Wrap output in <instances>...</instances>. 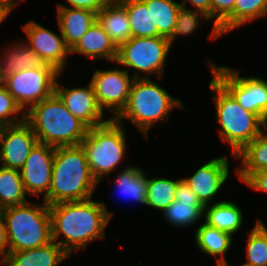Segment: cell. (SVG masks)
Returning <instances> with one entry per match:
<instances>
[{
	"instance_id": "6da1fadb",
	"label": "cell",
	"mask_w": 267,
	"mask_h": 266,
	"mask_svg": "<svg viewBox=\"0 0 267 266\" xmlns=\"http://www.w3.org/2000/svg\"><path fill=\"white\" fill-rule=\"evenodd\" d=\"M52 241L70 256L85 249L95 239H103L113 212L104 203L92 198L83 201L61 202L49 205ZM62 236L63 240H59Z\"/></svg>"
},
{
	"instance_id": "7a4b0ae2",
	"label": "cell",
	"mask_w": 267,
	"mask_h": 266,
	"mask_svg": "<svg viewBox=\"0 0 267 266\" xmlns=\"http://www.w3.org/2000/svg\"><path fill=\"white\" fill-rule=\"evenodd\" d=\"M98 182L91 175L81 145L56 147L51 186L43 201L49 206L92 198Z\"/></svg>"
},
{
	"instance_id": "3957f363",
	"label": "cell",
	"mask_w": 267,
	"mask_h": 266,
	"mask_svg": "<svg viewBox=\"0 0 267 266\" xmlns=\"http://www.w3.org/2000/svg\"><path fill=\"white\" fill-rule=\"evenodd\" d=\"M38 142L52 147L77 146L85 139L89 127L72 115L54 93L25 112Z\"/></svg>"
},
{
	"instance_id": "277c9868",
	"label": "cell",
	"mask_w": 267,
	"mask_h": 266,
	"mask_svg": "<svg viewBox=\"0 0 267 266\" xmlns=\"http://www.w3.org/2000/svg\"><path fill=\"white\" fill-rule=\"evenodd\" d=\"M174 108H185L182 101L172 97L160 84L150 78L134 79L128 101L114 119L132 122L148 141L149 130L158 122L169 120Z\"/></svg>"
},
{
	"instance_id": "5b68a950",
	"label": "cell",
	"mask_w": 267,
	"mask_h": 266,
	"mask_svg": "<svg viewBox=\"0 0 267 266\" xmlns=\"http://www.w3.org/2000/svg\"><path fill=\"white\" fill-rule=\"evenodd\" d=\"M208 87L215 93L212 101L215 102L217 122L221 126L219 136L222 142L230 145L235 158L267 125L256 114L245 110L214 77Z\"/></svg>"
},
{
	"instance_id": "8992f818",
	"label": "cell",
	"mask_w": 267,
	"mask_h": 266,
	"mask_svg": "<svg viewBox=\"0 0 267 266\" xmlns=\"http://www.w3.org/2000/svg\"><path fill=\"white\" fill-rule=\"evenodd\" d=\"M5 225L9 252L34 249L52 242L49 206L27 202L0 211Z\"/></svg>"
},
{
	"instance_id": "52a82bcc",
	"label": "cell",
	"mask_w": 267,
	"mask_h": 266,
	"mask_svg": "<svg viewBox=\"0 0 267 266\" xmlns=\"http://www.w3.org/2000/svg\"><path fill=\"white\" fill-rule=\"evenodd\" d=\"M126 129L113 118L99 126L89 128L80 143L88 161L91 175L98 182L113 172L126 152Z\"/></svg>"
},
{
	"instance_id": "ba28073f",
	"label": "cell",
	"mask_w": 267,
	"mask_h": 266,
	"mask_svg": "<svg viewBox=\"0 0 267 266\" xmlns=\"http://www.w3.org/2000/svg\"><path fill=\"white\" fill-rule=\"evenodd\" d=\"M170 48L168 38L163 36L131 37L118 48L116 63L134 69V79L151 78V75L162 79Z\"/></svg>"
},
{
	"instance_id": "9c48e42d",
	"label": "cell",
	"mask_w": 267,
	"mask_h": 266,
	"mask_svg": "<svg viewBox=\"0 0 267 266\" xmlns=\"http://www.w3.org/2000/svg\"><path fill=\"white\" fill-rule=\"evenodd\" d=\"M60 75L53 66L43 63L40 67L7 75L3 78V86L26 112L55 93L56 80Z\"/></svg>"
},
{
	"instance_id": "30bf717a",
	"label": "cell",
	"mask_w": 267,
	"mask_h": 266,
	"mask_svg": "<svg viewBox=\"0 0 267 266\" xmlns=\"http://www.w3.org/2000/svg\"><path fill=\"white\" fill-rule=\"evenodd\" d=\"M213 77L247 111L256 114L267 125V81L261 77H240L238 70L216 66L209 61Z\"/></svg>"
},
{
	"instance_id": "8fae6325",
	"label": "cell",
	"mask_w": 267,
	"mask_h": 266,
	"mask_svg": "<svg viewBox=\"0 0 267 266\" xmlns=\"http://www.w3.org/2000/svg\"><path fill=\"white\" fill-rule=\"evenodd\" d=\"M134 81L133 76H129V71L119 68L109 70L95 69L92 75L91 84L93 86L97 103L105 112L112 113L114 119L126 106ZM115 114V115H114Z\"/></svg>"
},
{
	"instance_id": "7c38bea8",
	"label": "cell",
	"mask_w": 267,
	"mask_h": 266,
	"mask_svg": "<svg viewBox=\"0 0 267 266\" xmlns=\"http://www.w3.org/2000/svg\"><path fill=\"white\" fill-rule=\"evenodd\" d=\"M22 28L29 40L25 43L38 54L40 60L63 73L71 49L66 45L62 34L58 35L32 20Z\"/></svg>"
},
{
	"instance_id": "4fadbf2b",
	"label": "cell",
	"mask_w": 267,
	"mask_h": 266,
	"mask_svg": "<svg viewBox=\"0 0 267 266\" xmlns=\"http://www.w3.org/2000/svg\"><path fill=\"white\" fill-rule=\"evenodd\" d=\"M37 142L33 129L25 120L18 124L1 126V166L20 170Z\"/></svg>"
},
{
	"instance_id": "5bb4252c",
	"label": "cell",
	"mask_w": 267,
	"mask_h": 266,
	"mask_svg": "<svg viewBox=\"0 0 267 266\" xmlns=\"http://www.w3.org/2000/svg\"><path fill=\"white\" fill-rule=\"evenodd\" d=\"M55 147L37 142L20 169L27 194L45 197L51 186Z\"/></svg>"
},
{
	"instance_id": "9a60e30c",
	"label": "cell",
	"mask_w": 267,
	"mask_h": 266,
	"mask_svg": "<svg viewBox=\"0 0 267 266\" xmlns=\"http://www.w3.org/2000/svg\"><path fill=\"white\" fill-rule=\"evenodd\" d=\"M55 93L64 102L68 111L84 122L89 128L102 125L109 119L99 107L91 82L85 87L69 88L56 80Z\"/></svg>"
},
{
	"instance_id": "2e32d148",
	"label": "cell",
	"mask_w": 267,
	"mask_h": 266,
	"mask_svg": "<svg viewBox=\"0 0 267 266\" xmlns=\"http://www.w3.org/2000/svg\"><path fill=\"white\" fill-rule=\"evenodd\" d=\"M226 156L215 157L199 167L190 177L183 178L204 204H210L229 177Z\"/></svg>"
},
{
	"instance_id": "e0dca14e",
	"label": "cell",
	"mask_w": 267,
	"mask_h": 266,
	"mask_svg": "<svg viewBox=\"0 0 267 266\" xmlns=\"http://www.w3.org/2000/svg\"><path fill=\"white\" fill-rule=\"evenodd\" d=\"M175 194L173 203L162 212L161 216H164L165 221L183 228L195 225L203 219L205 205L183 178L178 183Z\"/></svg>"
},
{
	"instance_id": "ac0fdd59",
	"label": "cell",
	"mask_w": 267,
	"mask_h": 266,
	"mask_svg": "<svg viewBox=\"0 0 267 266\" xmlns=\"http://www.w3.org/2000/svg\"><path fill=\"white\" fill-rule=\"evenodd\" d=\"M57 20L66 45L72 49L96 22L97 13L92 10L57 5Z\"/></svg>"
},
{
	"instance_id": "d6986e66",
	"label": "cell",
	"mask_w": 267,
	"mask_h": 266,
	"mask_svg": "<svg viewBox=\"0 0 267 266\" xmlns=\"http://www.w3.org/2000/svg\"><path fill=\"white\" fill-rule=\"evenodd\" d=\"M96 21L117 48L131 38L126 7L119 0H112L98 11Z\"/></svg>"
},
{
	"instance_id": "ffe728a7",
	"label": "cell",
	"mask_w": 267,
	"mask_h": 266,
	"mask_svg": "<svg viewBox=\"0 0 267 266\" xmlns=\"http://www.w3.org/2000/svg\"><path fill=\"white\" fill-rule=\"evenodd\" d=\"M70 255L55 241L34 248L9 252L2 266H59Z\"/></svg>"
},
{
	"instance_id": "44dd1931",
	"label": "cell",
	"mask_w": 267,
	"mask_h": 266,
	"mask_svg": "<svg viewBox=\"0 0 267 266\" xmlns=\"http://www.w3.org/2000/svg\"><path fill=\"white\" fill-rule=\"evenodd\" d=\"M71 53L82 54L92 60L104 58L116 62L118 48L96 21L71 49Z\"/></svg>"
},
{
	"instance_id": "7402d4cb",
	"label": "cell",
	"mask_w": 267,
	"mask_h": 266,
	"mask_svg": "<svg viewBox=\"0 0 267 266\" xmlns=\"http://www.w3.org/2000/svg\"><path fill=\"white\" fill-rule=\"evenodd\" d=\"M243 217L240 207L232 201L221 200L204 207V223L232 236L242 228Z\"/></svg>"
},
{
	"instance_id": "603a6c76",
	"label": "cell",
	"mask_w": 267,
	"mask_h": 266,
	"mask_svg": "<svg viewBox=\"0 0 267 266\" xmlns=\"http://www.w3.org/2000/svg\"><path fill=\"white\" fill-rule=\"evenodd\" d=\"M195 230L197 248L205 255L217 257V266H223L227 262L224 254H226L233 243L232 235L210 227L204 222Z\"/></svg>"
},
{
	"instance_id": "cb8c5ba5",
	"label": "cell",
	"mask_w": 267,
	"mask_h": 266,
	"mask_svg": "<svg viewBox=\"0 0 267 266\" xmlns=\"http://www.w3.org/2000/svg\"><path fill=\"white\" fill-rule=\"evenodd\" d=\"M235 159L242 162V167H236V173L242 182L250 174L267 169V127L253 141L248 143L235 156Z\"/></svg>"
},
{
	"instance_id": "d4e9b609",
	"label": "cell",
	"mask_w": 267,
	"mask_h": 266,
	"mask_svg": "<svg viewBox=\"0 0 267 266\" xmlns=\"http://www.w3.org/2000/svg\"><path fill=\"white\" fill-rule=\"evenodd\" d=\"M13 44L14 45H9V48H5V52L1 51L0 75L3 78L15 72L40 67L43 64L38 54L34 52L25 42L20 43L19 41V43Z\"/></svg>"
},
{
	"instance_id": "484cf974",
	"label": "cell",
	"mask_w": 267,
	"mask_h": 266,
	"mask_svg": "<svg viewBox=\"0 0 267 266\" xmlns=\"http://www.w3.org/2000/svg\"><path fill=\"white\" fill-rule=\"evenodd\" d=\"M122 170L118 175H115L114 180L118 194L120 192V195L146 205L148 191L147 174L140 167L131 165Z\"/></svg>"
},
{
	"instance_id": "4316f807",
	"label": "cell",
	"mask_w": 267,
	"mask_h": 266,
	"mask_svg": "<svg viewBox=\"0 0 267 266\" xmlns=\"http://www.w3.org/2000/svg\"><path fill=\"white\" fill-rule=\"evenodd\" d=\"M26 194L20 170L0 165V211L27 203Z\"/></svg>"
},
{
	"instance_id": "83f0119b",
	"label": "cell",
	"mask_w": 267,
	"mask_h": 266,
	"mask_svg": "<svg viewBox=\"0 0 267 266\" xmlns=\"http://www.w3.org/2000/svg\"><path fill=\"white\" fill-rule=\"evenodd\" d=\"M125 7L131 27V37H156L157 27H154L151 16V6H146L143 0H119Z\"/></svg>"
},
{
	"instance_id": "f1b7e54d",
	"label": "cell",
	"mask_w": 267,
	"mask_h": 266,
	"mask_svg": "<svg viewBox=\"0 0 267 266\" xmlns=\"http://www.w3.org/2000/svg\"><path fill=\"white\" fill-rule=\"evenodd\" d=\"M146 6H151V16L158 36L169 38L176 25L181 4L175 0H143Z\"/></svg>"
},
{
	"instance_id": "f546056e",
	"label": "cell",
	"mask_w": 267,
	"mask_h": 266,
	"mask_svg": "<svg viewBox=\"0 0 267 266\" xmlns=\"http://www.w3.org/2000/svg\"><path fill=\"white\" fill-rule=\"evenodd\" d=\"M181 180V178L177 180L164 177L147 178L146 205L162 213L175 200L176 188Z\"/></svg>"
},
{
	"instance_id": "4dcf8cb0",
	"label": "cell",
	"mask_w": 267,
	"mask_h": 266,
	"mask_svg": "<svg viewBox=\"0 0 267 266\" xmlns=\"http://www.w3.org/2000/svg\"><path fill=\"white\" fill-rule=\"evenodd\" d=\"M246 258L252 266H267V227L259 218L248 232Z\"/></svg>"
},
{
	"instance_id": "1f68e13d",
	"label": "cell",
	"mask_w": 267,
	"mask_h": 266,
	"mask_svg": "<svg viewBox=\"0 0 267 266\" xmlns=\"http://www.w3.org/2000/svg\"><path fill=\"white\" fill-rule=\"evenodd\" d=\"M236 0H210L211 3V21L210 34L211 39L218 40L219 37L233 31V9Z\"/></svg>"
},
{
	"instance_id": "d6a6232c",
	"label": "cell",
	"mask_w": 267,
	"mask_h": 266,
	"mask_svg": "<svg viewBox=\"0 0 267 266\" xmlns=\"http://www.w3.org/2000/svg\"><path fill=\"white\" fill-rule=\"evenodd\" d=\"M264 16H267V0H236L233 9V31Z\"/></svg>"
},
{
	"instance_id": "836d02e7",
	"label": "cell",
	"mask_w": 267,
	"mask_h": 266,
	"mask_svg": "<svg viewBox=\"0 0 267 266\" xmlns=\"http://www.w3.org/2000/svg\"><path fill=\"white\" fill-rule=\"evenodd\" d=\"M206 21H210V19L202 12L197 10H192L191 8L187 7H180V10L178 12L176 25L174 27V30L171 34V36L168 38L169 43L172 47L175 37L179 36H189L196 32V29L200 26L201 18ZM198 26V27H197Z\"/></svg>"
},
{
	"instance_id": "e575fe53",
	"label": "cell",
	"mask_w": 267,
	"mask_h": 266,
	"mask_svg": "<svg viewBox=\"0 0 267 266\" xmlns=\"http://www.w3.org/2000/svg\"><path fill=\"white\" fill-rule=\"evenodd\" d=\"M22 114L18 116V113ZM25 120V112L15 102L7 89L0 85V127L18 124Z\"/></svg>"
},
{
	"instance_id": "d590c367",
	"label": "cell",
	"mask_w": 267,
	"mask_h": 266,
	"mask_svg": "<svg viewBox=\"0 0 267 266\" xmlns=\"http://www.w3.org/2000/svg\"><path fill=\"white\" fill-rule=\"evenodd\" d=\"M243 182L256 191L267 193V169L250 174Z\"/></svg>"
},
{
	"instance_id": "8d00e7d4",
	"label": "cell",
	"mask_w": 267,
	"mask_h": 266,
	"mask_svg": "<svg viewBox=\"0 0 267 266\" xmlns=\"http://www.w3.org/2000/svg\"><path fill=\"white\" fill-rule=\"evenodd\" d=\"M111 1L112 0H66L70 5L69 7L92 10L96 13Z\"/></svg>"
},
{
	"instance_id": "74e56055",
	"label": "cell",
	"mask_w": 267,
	"mask_h": 266,
	"mask_svg": "<svg viewBox=\"0 0 267 266\" xmlns=\"http://www.w3.org/2000/svg\"><path fill=\"white\" fill-rule=\"evenodd\" d=\"M8 247V248H7ZM9 254V246L7 241L6 229L2 217L0 215V256L2 255V259L0 260V265H3Z\"/></svg>"
},
{
	"instance_id": "f35d334b",
	"label": "cell",
	"mask_w": 267,
	"mask_h": 266,
	"mask_svg": "<svg viewBox=\"0 0 267 266\" xmlns=\"http://www.w3.org/2000/svg\"><path fill=\"white\" fill-rule=\"evenodd\" d=\"M188 1L195 7L197 11L204 13L211 20V3L210 0H183L180 4L187 7Z\"/></svg>"
},
{
	"instance_id": "ab89813d",
	"label": "cell",
	"mask_w": 267,
	"mask_h": 266,
	"mask_svg": "<svg viewBox=\"0 0 267 266\" xmlns=\"http://www.w3.org/2000/svg\"><path fill=\"white\" fill-rule=\"evenodd\" d=\"M19 1L21 0H0V9L8 16Z\"/></svg>"
},
{
	"instance_id": "60d3db41",
	"label": "cell",
	"mask_w": 267,
	"mask_h": 266,
	"mask_svg": "<svg viewBox=\"0 0 267 266\" xmlns=\"http://www.w3.org/2000/svg\"><path fill=\"white\" fill-rule=\"evenodd\" d=\"M7 18V15L0 9V24Z\"/></svg>"
},
{
	"instance_id": "b9f144b4",
	"label": "cell",
	"mask_w": 267,
	"mask_h": 266,
	"mask_svg": "<svg viewBox=\"0 0 267 266\" xmlns=\"http://www.w3.org/2000/svg\"><path fill=\"white\" fill-rule=\"evenodd\" d=\"M223 266H229L228 262H226ZM240 266H252V265L246 262V263L241 264Z\"/></svg>"
},
{
	"instance_id": "7bdbcfd3",
	"label": "cell",
	"mask_w": 267,
	"mask_h": 266,
	"mask_svg": "<svg viewBox=\"0 0 267 266\" xmlns=\"http://www.w3.org/2000/svg\"><path fill=\"white\" fill-rule=\"evenodd\" d=\"M0 85H3V77L0 75Z\"/></svg>"
}]
</instances>
